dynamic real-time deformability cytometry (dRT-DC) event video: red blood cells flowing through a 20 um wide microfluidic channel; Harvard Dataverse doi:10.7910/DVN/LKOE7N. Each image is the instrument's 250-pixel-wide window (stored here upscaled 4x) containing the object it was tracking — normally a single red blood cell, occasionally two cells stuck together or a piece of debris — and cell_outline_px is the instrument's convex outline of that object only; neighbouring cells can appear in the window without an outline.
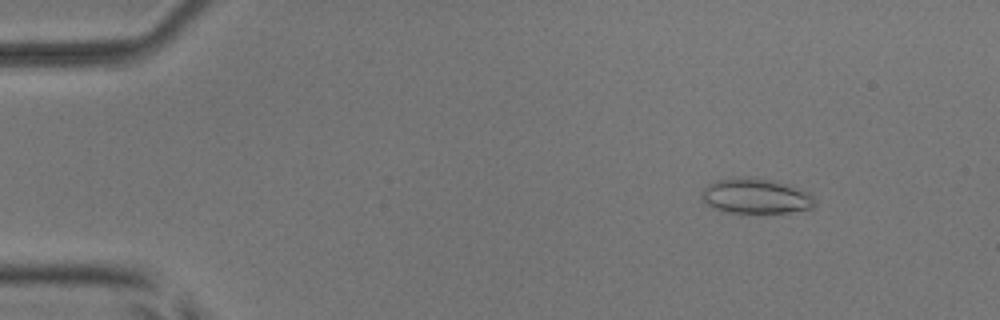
{"species": "common noctule bat (a hibernating species)", "species_latin": "Nyctalus noctula", "temperature_condition": "room temperature", "stored_images_in_passage": 15, "camera_frame_rate_fps": 3000, "um_per_image_px": 0.085, "animal": {"sex": "male", "body_mass_g": 17.9, "forearm_length_mm": 54.2}, "frame": {"image": 1, "passage_image": 7, "time_ms": 2.0, "image_size_px": [1000, 320], "cell_outline_px": [[816, 204], [812, 208], [792, 212], [724, 212], [712, 208], [700, 196], [704, 188], [708, 184], [716, 180], [768, 180], [792, 184], [808, 192], [812, 196]], "centroid_in_image_um": [64.28, 16.71], "position_along_channel_um": 20.7, "area_um2": 22.43}}